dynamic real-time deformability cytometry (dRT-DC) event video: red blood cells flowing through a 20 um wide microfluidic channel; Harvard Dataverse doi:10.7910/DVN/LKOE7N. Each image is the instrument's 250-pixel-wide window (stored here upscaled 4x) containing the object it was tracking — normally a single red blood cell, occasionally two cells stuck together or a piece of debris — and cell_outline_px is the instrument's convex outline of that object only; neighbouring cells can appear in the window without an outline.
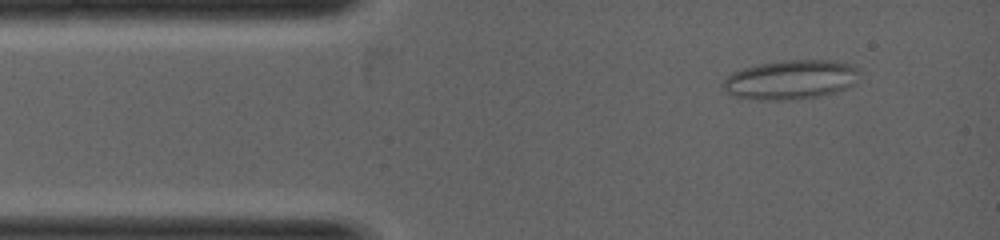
{"species": "common noctule bat (a hibernating species)", "species_latin": "Nyctalus noctula", "temperature_condition": "warm", "stored_images_in_passage": 5, "camera_frame_rate_fps": 5000, "um_per_image_px": 0.085, "animal": {"sex": "female", "body_mass_g": 19.0, "forearm_length_mm": 53.3}, "frame": {"image": 1, "passage_image": 2, "time_ms": 0.2, "image_size_px": [1000, 240], "cell_outline_px": [[860, 72], [856, 84], [848, 88], [836, 92], [820, 96], [796, 100], [756, 100], [732, 96], [720, 84], [732, 72], [744, 68], [760, 64], [784, 60], [836, 60], [852, 64], [860, 68]], "centroid_in_image_um": [67.27, 6.78], "position_along_channel_um": 17.7, "area_um2": 31.85}}
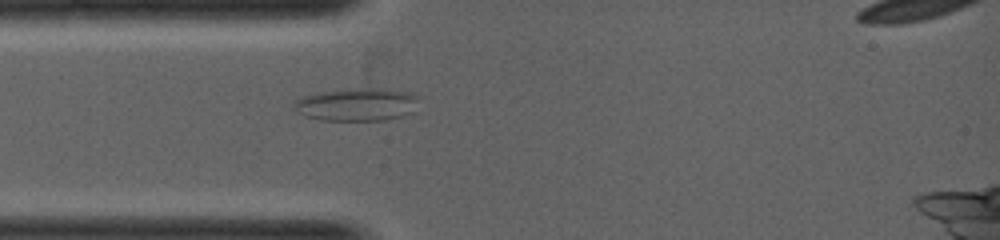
{"frame": {"image": 2, "passage_image": 5, "time_ms": 1.2, "image_size_px": [1000, 240], "cell_outline_px": [[416, 100], [412, 112], [400, 116], [384, 120], [320, 120], [304, 116], [296, 112], [292, 108], [292, 104], [300, 96], [316, 92], [348, 88], [384, 88], [412, 92], [416, 96]], "centroid_in_image_um": [30.23, 8.86], "position_along_channel_um": 54.8, "area_um2": 24.22}}